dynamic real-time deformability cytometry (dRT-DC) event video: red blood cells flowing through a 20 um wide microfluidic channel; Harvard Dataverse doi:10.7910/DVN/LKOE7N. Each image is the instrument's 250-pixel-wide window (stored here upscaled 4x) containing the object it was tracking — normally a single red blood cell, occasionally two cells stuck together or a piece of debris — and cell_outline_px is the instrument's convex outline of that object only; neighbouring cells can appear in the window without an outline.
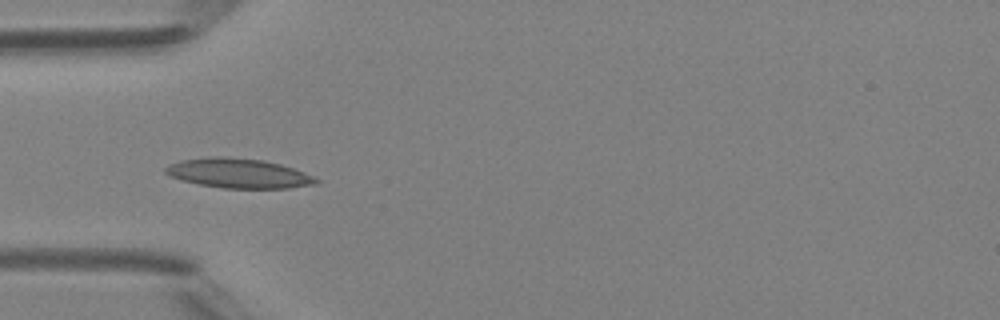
{"species": "Egyptian fruit bat (a non-hibernating species)", "species_latin": "Rousettus aegyptiacus", "temperature_condition": "room temperature", "stored_images_in_passage": 8, "camera_frame_rate_fps": 3000, "um_per_image_px": 0.085, "animal": {"sex": "female"}, "frame": {"image": 1, "passage_image": 7, "time_ms": 8.0, "image_size_px": [1000, 320], "cell_outline_px": [[320, 184], [288, 188], [224, 188], [200, 184], [180, 180], [168, 176], [164, 172], [164, 168], [168, 164], [180, 160], [212, 156], [220, 156], [264, 160], [280, 164], [304, 172], [320, 180]], "centroid_in_image_um": [20.25, 14.73], "position_along_channel_um": 64.7, "area_um2": 26.13}}
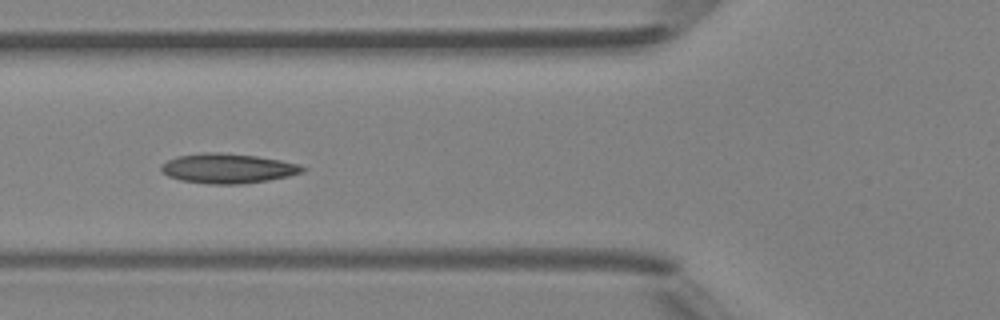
{"frame": {"image": 2, "passage_image": 8, "time_ms": 9.0, "image_size_px": [1000, 320], "cell_outline_px": [[308, 168], [304, 172], [288, 176], [268, 180], [244, 184], [208, 184], [180, 180], [168, 176], [160, 168], [160, 164], [176, 156], [204, 152], [220, 152], [256, 156], [280, 160], [300, 164]], "centroid_in_image_um": [19.37, 14.31], "position_along_channel_um": 106.4, "area_um2": 24.68}}